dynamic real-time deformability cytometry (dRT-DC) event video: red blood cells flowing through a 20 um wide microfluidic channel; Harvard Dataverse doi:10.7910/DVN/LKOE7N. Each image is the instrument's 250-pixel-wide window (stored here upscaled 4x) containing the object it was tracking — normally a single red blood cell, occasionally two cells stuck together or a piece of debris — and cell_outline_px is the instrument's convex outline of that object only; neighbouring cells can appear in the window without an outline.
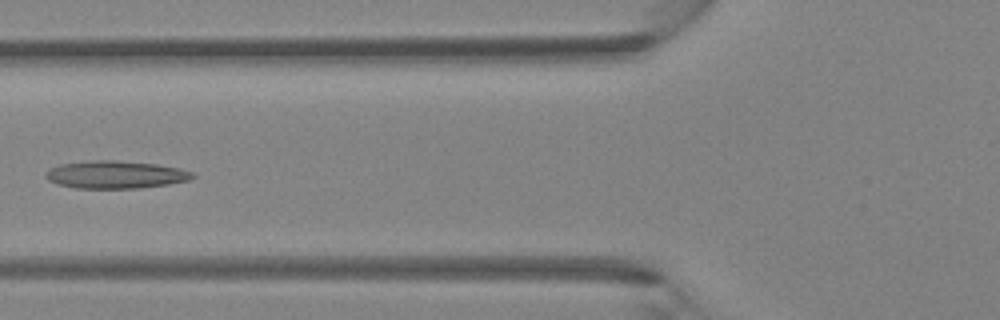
{"species": "Egyptian fruit bat (a non-hibernating species)", "species_latin": "Rousettus aegyptiacus", "temperature_condition": "room temperature", "stored_images_in_passage": 3, "camera_frame_rate_fps": 3000, "um_per_image_px": 0.085, "animal": {"sex": "female"}, "frame": {"image": 1, "passage_image": 3, "time_ms": 0.667, "image_size_px": [1000, 320], "cell_outline_px": [[196, 176], [188, 180], [168, 184], [140, 188], [76, 188], [60, 184], [48, 180], [44, 176], [44, 172], [60, 164], [92, 160], [116, 160], [156, 164], [180, 168], [192, 172]], "centroid_in_image_um": [9.82, 14.84], "position_along_channel_um": 116.0, "area_um2": 23.58}}